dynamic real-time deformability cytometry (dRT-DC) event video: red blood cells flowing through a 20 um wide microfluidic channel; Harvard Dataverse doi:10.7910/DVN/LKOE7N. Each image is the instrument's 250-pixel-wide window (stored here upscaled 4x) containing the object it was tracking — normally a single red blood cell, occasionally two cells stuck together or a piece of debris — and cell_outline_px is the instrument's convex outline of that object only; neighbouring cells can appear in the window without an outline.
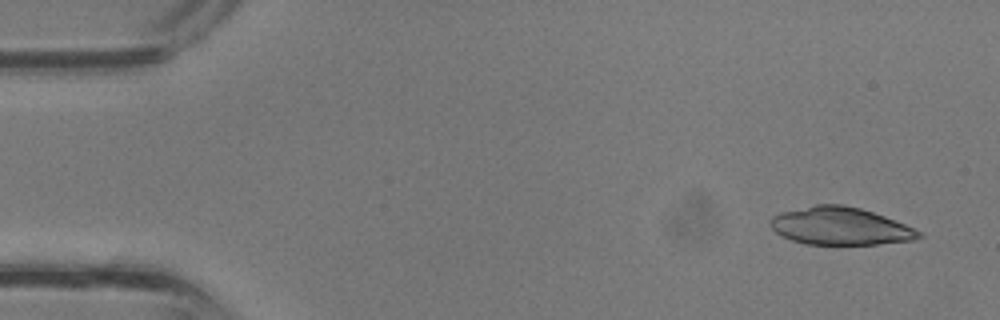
{"species": "common noctule bat (a hibernating species)", "species_latin": "Nyctalus noctula", "temperature_condition": "room temperature", "stored_images_in_passage": 12, "camera_frame_rate_fps": 3000, "um_per_image_px": 0.085, "animal": {"sex": "male", "body_mass_g": 13.3}, "frame": {"image": 1, "passage_image": 1, "time_ms": 0.0, "image_size_px": [1000, 320], "cell_outline_px": [[924, 236], [912, 240], [876, 244], [804, 244], [780, 236], [768, 224], [768, 220], [772, 216], [780, 212], [816, 204], [844, 204], [860, 208], [884, 216], [924, 232]], "centroid_in_image_um": [71.39, 19.21], "position_along_channel_um": 13.6, "area_um2": 32.71}}